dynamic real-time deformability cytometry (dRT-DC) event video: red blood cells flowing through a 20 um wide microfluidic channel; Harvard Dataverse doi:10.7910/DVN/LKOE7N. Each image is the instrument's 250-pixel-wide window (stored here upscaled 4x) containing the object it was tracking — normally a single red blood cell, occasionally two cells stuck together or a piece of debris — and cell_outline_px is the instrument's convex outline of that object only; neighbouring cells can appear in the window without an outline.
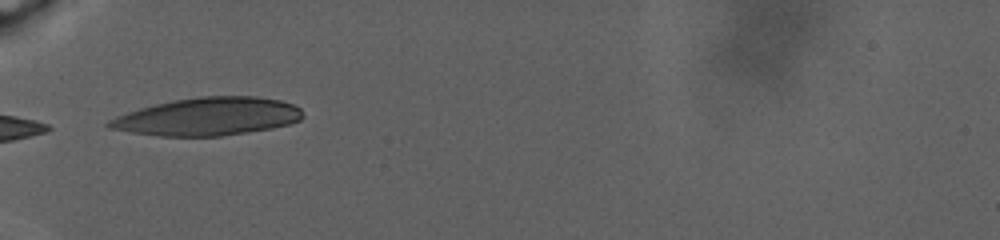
{"species": "human", "species_latin": "Homo sapiens", "temperature_condition": "warm", "stored_images_in_passage": 10, "camera_frame_rate_fps": 3000, "um_per_image_px": 0.085, "donor": {"sex": "male"}, "frame": {"image": 1, "passage_image": 1, "time_ms": 0.0, "image_size_px": [1000, 240], "cell_outline_px": [[304, 116], [300, 120], [288, 124], [272, 128], [220, 136], [160, 136], [132, 132], [108, 128], [104, 124], [108, 120], [116, 116], [140, 108], [172, 100], [200, 96], [256, 96], [280, 100], [292, 104], [300, 108]], "centroid_in_image_um": [17.66, 9.9], "position_along_channel_um": 67.3, "area_um2": 42.71}}
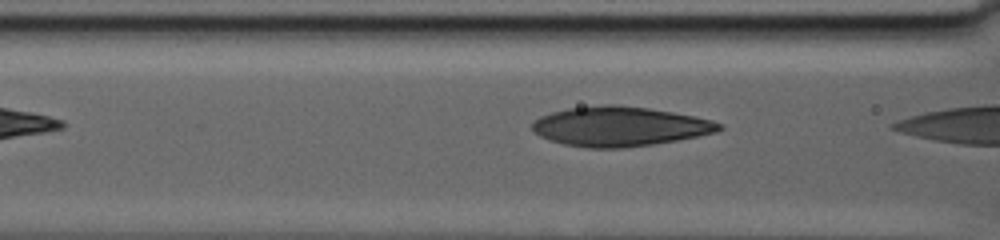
{"frame": {"image": 2, "passage_image": 8, "time_ms": 1.0, "image_size_px": [1000, 240], "cell_outline_px": [[724, 128], [716, 132], [676, 140], [652, 144], [620, 148], [588, 148], [564, 144], [548, 140], [540, 136], [532, 128], [532, 120], [540, 116], [552, 112], [568, 108], [604, 104], [616, 104], [648, 108], [672, 112], [712, 120], [724, 124]], "centroid_in_image_um": [52.65, 10.74], "position_along_channel_um": 114.0, "area_um2": 43.06}}